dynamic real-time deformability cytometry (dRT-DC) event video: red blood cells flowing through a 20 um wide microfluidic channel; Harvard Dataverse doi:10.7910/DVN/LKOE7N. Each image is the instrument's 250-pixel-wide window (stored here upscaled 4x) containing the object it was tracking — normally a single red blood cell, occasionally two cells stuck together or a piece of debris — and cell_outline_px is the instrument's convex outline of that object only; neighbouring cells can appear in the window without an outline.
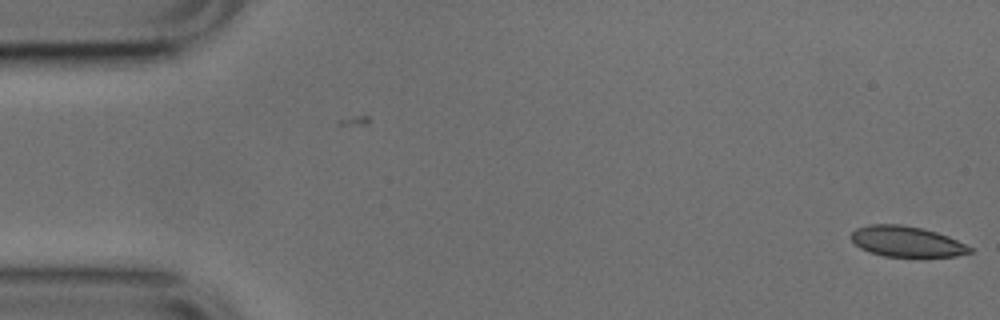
{"species": "common noctule bat (a hibernating species)", "species_latin": "Nyctalus noctula", "temperature_condition": "cold", "stored_images_in_passage": 2, "camera_frame_rate_fps": 3000, "um_per_image_px": 0.085, "animal": {"sex": "male", "body_mass_g": 17.9, "forearm_length_mm": 54.2}, "frame": {"image": 1, "passage_image": 2, "time_ms": 0.333, "image_size_px": [1000, 320], "cell_outline_px": [[972, 252], [956, 256], [884, 256], [868, 252], [860, 248], [852, 240], [852, 232], [856, 228], [868, 224], [900, 224], [920, 228], [936, 232], [948, 236], [972, 248]], "centroid_in_image_um": [77.03, 20.52], "position_along_channel_um": 8.0, "area_um2": 20.92}}